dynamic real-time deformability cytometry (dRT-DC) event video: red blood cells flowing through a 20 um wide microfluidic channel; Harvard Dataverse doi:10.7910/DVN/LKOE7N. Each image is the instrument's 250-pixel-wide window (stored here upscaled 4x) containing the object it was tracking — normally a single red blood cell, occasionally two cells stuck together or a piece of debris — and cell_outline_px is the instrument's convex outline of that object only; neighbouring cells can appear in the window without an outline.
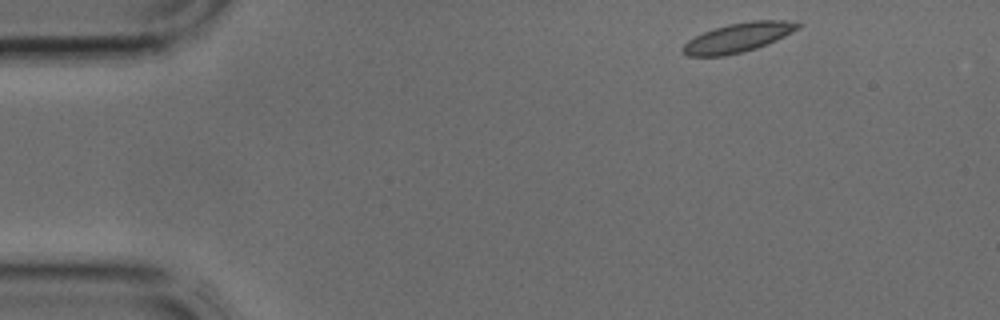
{"species": "common noctule bat (a hibernating species)", "species_latin": "Nyctalus noctula", "temperature_condition": "cold", "stored_images_in_passage": 4, "camera_frame_rate_fps": 3000, "um_per_image_px": 0.085, "animal": {"sex": "male", "body_mass_g": 17.9, "forearm_length_mm": 54.2}, "frame": {"image": 1, "passage_image": 1, "time_ms": 0.0, "image_size_px": [1000, 320], "cell_outline_px": [[804, 24], [800, 28], [776, 40], [756, 48], [724, 56], [688, 56], [680, 52], [680, 48], [688, 40], [704, 32], [728, 24], [752, 20], [784, 20]], "centroid_in_image_um": [62.72, 3.19], "position_along_channel_um": 22.3, "area_um2": 19.54}}
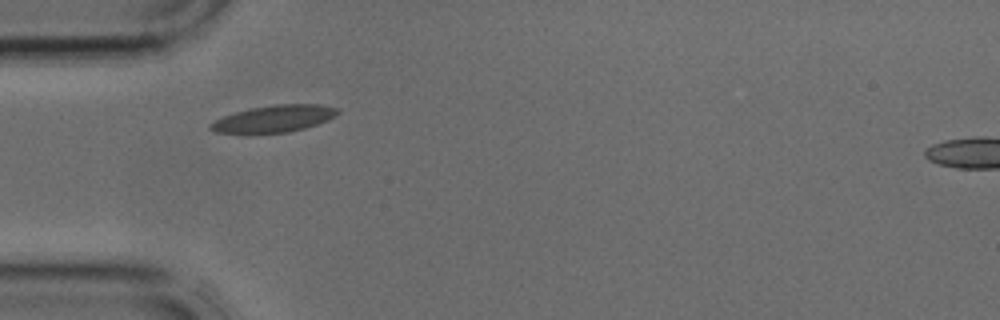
{"frame": {"image": 2, "passage_image": 3, "time_ms": 0.667, "image_size_px": [1000, 320], "cell_outline_px": [[340, 112], [336, 116], [328, 120], [304, 128], [288, 132], [216, 132], [208, 128], [208, 124], [224, 116], [236, 112], [252, 108], [276, 104], [316, 104], [340, 108]], "centroid_in_image_um": [23.35, 10.07], "position_along_channel_um": 61.7, "area_um2": 19.54}}